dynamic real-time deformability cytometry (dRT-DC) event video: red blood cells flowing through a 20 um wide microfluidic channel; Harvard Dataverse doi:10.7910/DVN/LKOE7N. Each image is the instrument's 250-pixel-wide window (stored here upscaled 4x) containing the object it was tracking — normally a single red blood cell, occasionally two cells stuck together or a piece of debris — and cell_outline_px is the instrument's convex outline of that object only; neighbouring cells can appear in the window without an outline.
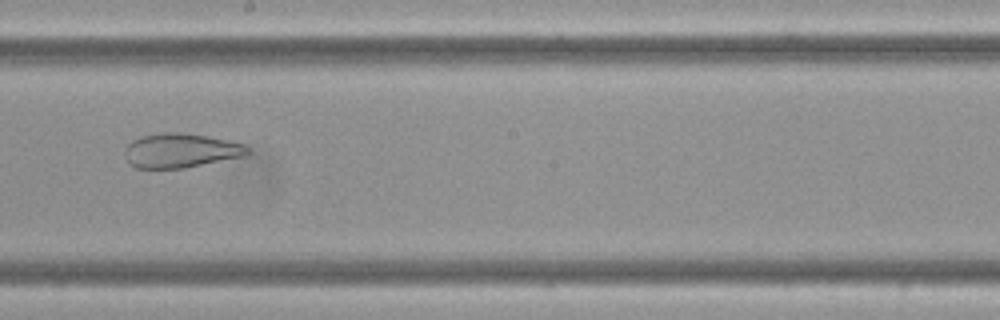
{"species": "Egyptian fruit bat (a non-hibernating species)", "species_latin": "Rousettus aegyptiacus", "temperature_condition": "cold", "stored_images_in_passage": 16, "camera_frame_rate_fps": 3000, "um_per_image_px": 0.085, "frame": {"image": 1, "passage_image": 10, "time_ms": 3.0, "image_size_px": [1000, 320], "cell_outline_px": [[252, 152], [244, 156], [184, 168], [136, 168], [124, 156], [124, 152], [128, 144], [132, 140], [140, 136], [164, 132], [180, 132], [208, 136], [228, 140], [244, 144]], "centroid_in_image_um": [15.37, 12.79], "position_along_channel_um": 232.8, "area_um2": 24.57}}